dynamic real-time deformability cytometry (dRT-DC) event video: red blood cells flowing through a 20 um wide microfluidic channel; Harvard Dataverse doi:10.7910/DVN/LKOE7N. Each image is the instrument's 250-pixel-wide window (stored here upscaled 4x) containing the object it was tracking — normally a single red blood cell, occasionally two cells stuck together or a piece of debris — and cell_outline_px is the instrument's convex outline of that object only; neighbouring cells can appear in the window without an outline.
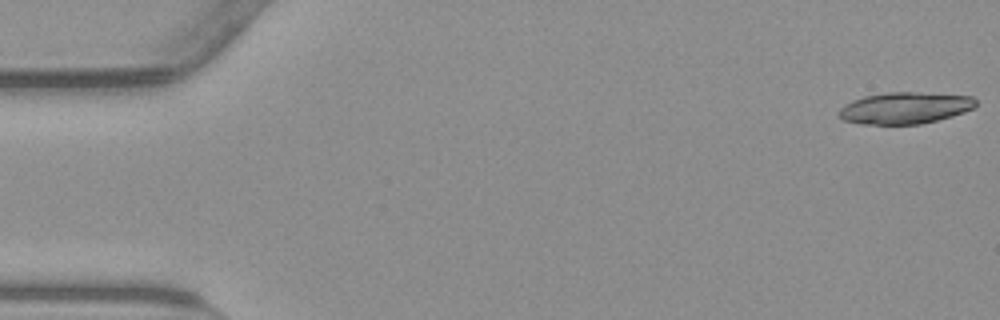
{"species": "common noctule bat (a hibernating species)", "species_latin": "Nyctalus noctula", "temperature_condition": "warm", "stored_images_in_passage": 19, "camera_frame_rate_fps": 3000, "um_per_image_px": 0.085, "animal": {"sex": "male", "body_mass_g": 23.1, "forearm_length_mm": 52.7}, "frame": {"image": 1, "passage_image": 1, "time_ms": 0.0, "image_size_px": [1000, 320], "cell_outline_px": [[976, 104], [972, 108], [964, 112], [952, 116], [920, 124], [860, 124], [844, 120], [840, 116], [840, 108], [844, 104], [852, 100], [864, 96], [888, 92], [920, 92], [972, 96], [976, 100]], "centroid_in_image_um": [76.91, 9.17], "position_along_channel_um": 8.1, "area_um2": 25.14}}